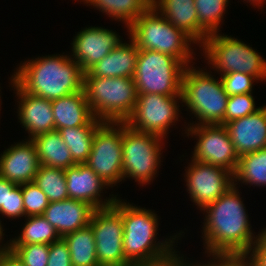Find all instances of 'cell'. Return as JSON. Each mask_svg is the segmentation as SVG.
<instances>
[{"mask_svg": "<svg viewBox=\"0 0 266 266\" xmlns=\"http://www.w3.org/2000/svg\"><path fill=\"white\" fill-rule=\"evenodd\" d=\"M237 183L220 198L206 205L203 222L204 247L208 256L246 257L258 240L251 230L250 221Z\"/></svg>", "mask_w": 266, "mask_h": 266, "instance_id": "obj_1", "label": "cell"}, {"mask_svg": "<svg viewBox=\"0 0 266 266\" xmlns=\"http://www.w3.org/2000/svg\"><path fill=\"white\" fill-rule=\"evenodd\" d=\"M121 200V201H120ZM123 219V251L132 266L148 265L172 256L180 233L157 241L158 216L154 211L127 204L116 198L112 206ZM174 237V238H173ZM157 242V243H156Z\"/></svg>", "mask_w": 266, "mask_h": 266, "instance_id": "obj_2", "label": "cell"}, {"mask_svg": "<svg viewBox=\"0 0 266 266\" xmlns=\"http://www.w3.org/2000/svg\"><path fill=\"white\" fill-rule=\"evenodd\" d=\"M20 65L15 82L32 95L52 101L83 90L84 72L71 56H42Z\"/></svg>", "mask_w": 266, "mask_h": 266, "instance_id": "obj_3", "label": "cell"}, {"mask_svg": "<svg viewBox=\"0 0 266 266\" xmlns=\"http://www.w3.org/2000/svg\"><path fill=\"white\" fill-rule=\"evenodd\" d=\"M127 29L129 39L133 40L139 50L169 54L185 66L195 59L192 56L195 52L190 48L194 42L154 7L140 15Z\"/></svg>", "mask_w": 266, "mask_h": 266, "instance_id": "obj_4", "label": "cell"}, {"mask_svg": "<svg viewBox=\"0 0 266 266\" xmlns=\"http://www.w3.org/2000/svg\"><path fill=\"white\" fill-rule=\"evenodd\" d=\"M213 76L202 68L196 69L192 64L185 67L181 88L182 103L199 120L188 125H224L229 96L221 79Z\"/></svg>", "mask_w": 266, "mask_h": 266, "instance_id": "obj_5", "label": "cell"}, {"mask_svg": "<svg viewBox=\"0 0 266 266\" xmlns=\"http://www.w3.org/2000/svg\"><path fill=\"white\" fill-rule=\"evenodd\" d=\"M83 91L93 115L102 122H125L138 97L134 79L130 77H84Z\"/></svg>", "mask_w": 266, "mask_h": 266, "instance_id": "obj_6", "label": "cell"}, {"mask_svg": "<svg viewBox=\"0 0 266 266\" xmlns=\"http://www.w3.org/2000/svg\"><path fill=\"white\" fill-rule=\"evenodd\" d=\"M200 47L207 64L218 74L240 72L266 81L265 58L243 41L216 33L208 36Z\"/></svg>", "mask_w": 266, "mask_h": 266, "instance_id": "obj_7", "label": "cell"}, {"mask_svg": "<svg viewBox=\"0 0 266 266\" xmlns=\"http://www.w3.org/2000/svg\"><path fill=\"white\" fill-rule=\"evenodd\" d=\"M185 67L169 54L139 50L133 77L138 94L181 96Z\"/></svg>", "mask_w": 266, "mask_h": 266, "instance_id": "obj_8", "label": "cell"}, {"mask_svg": "<svg viewBox=\"0 0 266 266\" xmlns=\"http://www.w3.org/2000/svg\"><path fill=\"white\" fill-rule=\"evenodd\" d=\"M162 137L139 132L122 122L123 180L144 186L153 181L161 163Z\"/></svg>", "mask_w": 266, "mask_h": 266, "instance_id": "obj_9", "label": "cell"}, {"mask_svg": "<svg viewBox=\"0 0 266 266\" xmlns=\"http://www.w3.org/2000/svg\"><path fill=\"white\" fill-rule=\"evenodd\" d=\"M85 164L111 188L123 180L122 122H102L96 128Z\"/></svg>", "mask_w": 266, "mask_h": 266, "instance_id": "obj_10", "label": "cell"}, {"mask_svg": "<svg viewBox=\"0 0 266 266\" xmlns=\"http://www.w3.org/2000/svg\"><path fill=\"white\" fill-rule=\"evenodd\" d=\"M178 100L181 103L182 96L138 94L134 111L125 123L133 130L165 139L169 127L180 121Z\"/></svg>", "mask_w": 266, "mask_h": 266, "instance_id": "obj_11", "label": "cell"}, {"mask_svg": "<svg viewBox=\"0 0 266 266\" xmlns=\"http://www.w3.org/2000/svg\"><path fill=\"white\" fill-rule=\"evenodd\" d=\"M185 128L188 138L191 135L198 140L191 159L224 167L235 173L239 156L224 125H188Z\"/></svg>", "mask_w": 266, "mask_h": 266, "instance_id": "obj_12", "label": "cell"}, {"mask_svg": "<svg viewBox=\"0 0 266 266\" xmlns=\"http://www.w3.org/2000/svg\"><path fill=\"white\" fill-rule=\"evenodd\" d=\"M89 225L100 266H132L123 251V219L113 207L96 209Z\"/></svg>", "mask_w": 266, "mask_h": 266, "instance_id": "obj_13", "label": "cell"}, {"mask_svg": "<svg viewBox=\"0 0 266 266\" xmlns=\"http://www.w3.org/2000/svg\"><path fill=\"white\" fill-rule=\"evenodd\" d=\"M185 168L187 192L200 210L220 198L234 185L233 173L224 167L192 159Z\"/></svg>", "mask_w": 266, "mask_h": 266, "instance_id": "obj_14", "label": "cell"}, {"mask_svg": "<svg viewBox=\"0 0 266 266\" xmlns=\"http://www.w3.org/2000/svg\"><path fill=\"white\" fill-rule=\"evenodd\" d=\"M120 38L110 29L86 27L73 38L71 43L73 52L70 56L85 73L121 43Z\"/></svg>", "mask_w": 266, "mask_h": 266, "instance_id": "obj_15", "label": "cell"}, {"mask_svg": "<svg viewBox=\"0 0 266 266\" xmlns=\"http://www.w3.org/2000/svg\"><path fill=\"white\" fill-rule=\"evenodd\" d=\"M64 172L69 198L87 202L95 209L109 208L114 205L117 196L112 194L103 201L101 191L109 185L85 163L64 169Z\"/></svg>", "mask_w": 266, "mask_h": 266, "instance_id": "obj_16", "label": "cell"}, {"mask_svg": "<svg viewBox=\"0 0 266 266\" xmlns=\"http://www.w3.org/2000/svg\"><path fill=\"white\" fill-rule=\"evenodd\" d=\"M11 87L19 99L18 119L29 134V139L37 135L55 131L52 104L50 100L25 92L16 82L15 75L10 79Z\"/></svg>", "mask_w": 266, "mask_h": 266, "instance_id": "obj_17", "label": "cell"}, {"mask_svg": "<svg viewBox=\"0 0 266 266\" xmlns=\"http://www.w3.org/2000/svg\"><path fill=\"white\" fill-rule=\"evenodd\" d=\"M0 155L1 177L17 185L34 182L40 164L31 139L11 145Z\"/></svg>", "mask_w": 266, "mask_h": 266, "instance_id": "obj_18", "label": "cell"}, {"mask_svg": "<svg viewBox=\"0 0 266 266\" xmlns=\"http://www.w3.org/2000/svg\"><path fill=\"white\" fill-rule=\"evenodd\" d=\"M224 126L239 157L266 148V105Z\"/></svg>", "mask_w": 266, "mask_h": 266, "instance_id": "obj_19", "label": "cell"}, {"mask_svg": "<svg viewBox=\"0 0 266 266\" xmlns=\"http://www.w3.org/2000/svg\"><path fill=\"white\" fill-rule=\"evenodd\" d=\"M95 210L87 202L68 198L50 202L42 216L63 238L66 234L87 227Z\"/></svg>", "mask_w": 266, "mask_h": 266, "instance_id": "obj_20", "label": "cell"}, {"mask_svg": "<svg viewBox=\"0 0 266 266\" xmlns=\"http://www.w3.org/2000/svg\"><path fill=\"white\" fill-rule=\"evenodd\" d=\"M139 49L133 42L119 43L102 60L84 73V77H134Z\"/></svg>", "mask_w": 266, "mask_h": 266, "instance_id": "obj_21", "label": "cell"}, {"mask_svg": "<svg viewBox=\"0 0 266 266\" xmlns=\"http://www.w3.org/2000/svg\"><path fill=\"white\" fill-rule=\"evenodd\" d=\"M51 104L56 131L85 126L95 118L83 90L52 100Z\"/></svg>", "mask_w": 266, "mask_h": 266, "instance_id": "obj_22", "label": "cell"}, {"mask_svg": "<svg viewBox=\"0 0 266 266\" xmlns=\"http://www.w3.org/2000/svg\"><path fill=\"white\" fill-rule=\"evenodd\" d=\"M171 24L198 43V15L195 0H159L153 6Z\"/></svg>", "mask_w": 266, "mask_h": 266, "instance_id": "obj_23", "label": "cell"}, {"mask_svg": "<svg viewBox=\"0 0 266 266\" xmlns=\"http://www.w3.org/2000/svg\"><path fill=\"white\" fill-rule=\"evenodd\" d=\"M31 140L36 148L40 165L61 169L76 165L58 131L40 134Z\"/></svg>", "mask_w": 266, "mask_h": 266, "instance_id": "obj_24", "label": "cell"}, {"mask_svg": "<svg viewBox=\"0 0 266 266\" xmlns=\"http://www.w3.org/2000/svg\"><path fill=\"white\" fill-rule=\"evenodd\" d=\"M101 123L102 121L98 118H94L88 125L72 128L65 127L58 130L76 164L87 162L95 130Z\"/></svg>", "mask_w": 266, "mask_h": 266, "instance_id": "obj_25", "label": "cell"}, {"mask_svg": "<svg viewBox=\"0 0 266 266\" xmlns=\"http://www.w3.org/2000/svg\"><path fill=\"white\" fill-rule=\"evenodd\" d=\"M63 239L68 244L72 266H100L90 225L66 234Z\"/></svg>", "mask_w": 266, "mask_h": 266, "instance_id": "obj_26", "label": "cell"}, {"mask_svg": "<svg viewBox=\"0 0 266 266\" xmlns=\"http://www.w3.org/2000/svg\"><path fill=\"white\" fill-rule=\"evenodd\" d=\"M229 0H195L198 15V44H203L205 39L218 33L220 23L228 7Z\"/></svg>", "mask_w": 266, "mask_h": 266, "instance_id": "obj_27", "label": "cell"}, {"mask_svg": "<svg viewBox=\"0 0 266 266\" xmlns=\"http://www.w3.org/2000/svg\"><path fill=\"white\" fill-rule=\"evenodd\" d=\"M114 20L125 23L128 28L150 6L144 0H81Z\"/></svg>", "mask_w": 266, "mask_h": 266, "instance_id": "obj_28", "label": "cell"}, {"mask_svg": "<svg viewBox=\"0 0 266 266\" xmlns=\"http://www.w3.org/2000/svg\"><path fill=\"white\" fill-rule=\"evenodd\" d=\"M57 230L42 216H27L18 237L12 238L9 245L51 244L60 240Z\"/></svg>", "mask_w": 266, "mask_h": 266, "instance_id": "obj_29", "label": "cell"}, {"mask_svg": "<svg viewBox=\"0 0 266 266\" xmlns=\"http://www.w3.org/2000/svg\"><path fill=\"white\" fill-rule=\"evenodd\" d=\"M233 176L234 183L266 186V148L240 156Z\"/></svg>", "mask_w": 266, "mask_h": 266, "instance_id": "obj_30", "label": "cell"}, {"mask_svg": "<svg viewBox=\"0 0 266 266\" xmlns=\"http://www.w3.org/2000/svg\"><path fill=\"white\" fill-rule=\"evenodd\" d=\"M34 183L46 194L50 202L69 198L64 169L40 165Z\"/></svg>", "mask_w": 266, "mask_h": 266, "instance_id": "obj_31", "label": "cell"}, {"mask_svg": "<svg viewBox=\"0 0 266 266\" xmlns=\"http://www.w3.org/2000/svg\"><path fill=\"white\" fill-rule=\"evenodd\" d=\"M9 249L25 266H47L49 244L9 245Z\"/></svg>", "mask_w": 266, "mask_h": 266, "instance_id": "obj_32", "label": "cell"}, {"mask_svg": "<svg viewBox=\"0 0 266 266\" xmlns=\"http://www.w3.org/2000/svg\"><path fill=\"white\" fill-rule=\"evenodd\" d=\"M21 192L24 200L25 218L43 215L50 203L46 194L34 182L21 184Z\"/></svg>", "mask_w": 266, "mask_h": 266, "instance_id": "obj_33", "label": "cell"}, {"mask_svg": "<svg viewBox=\"0 0 266 266\" xmlns=\"http://www.w3.org/2000/svg\"><path fill=\"white\" fill-rule=\"evenodd\" d=\"M255 106L252 93L229 96L225 110L224 125L260 109V107L256 108Z\"/></svg>", "mask_w": 266, "mask_h": 266, "instance_id": "obj_34", "label": "cell"}, {"mask_svg": "<svg viewBox=\"0 0 266 266\" xmlns=\"http://www.w3.org/2000/svg\"><path fill=\"white\" fill-rule=\"evenodd\" d=\"M220 77L228 96L252 93L253 83L258 80L254 76L240 72L228 73Z\"/></svg>", "mask_w": 266, "mask_h": 266, "instance_id": "obj_35", "label": "cell"}, {"mask_svg": "<svg viewBox=\"0 0 266 266\" xmlns=\"http://www.w3.org/2000/svg\"><path fill=\"white\" fill-rule=\"evenodd\" d=\"M47 266H72L68 244L63 238L50 244Z\"/></svg>", "mask_w": 266, "mask_h": 266, "instance_id": "obj_36", "label": "cell"}, {"mask_svg": "<svg viewBox=\"0 0 266 266\" xmlns=\"http://www.w3.org/2000/svg\"><path fill=\"white\" fill-rule=\"evenodd\" d=\"M25 217L24 200L21 192V185H16L11 191H7L6 217Z\"/></svg>", "mask_w": 266, "mask_h": 266, "instance_id": "obj_37", "label": "cell"}, {"mask_svg": "<svg viewBox=\"0 0 266 266\" xmlns=\"http://www.w3.org/2000/svg\"><path fill=\"white\" fill-rule=\"evenodd\" d=\"M211 262L207 264H200L197 261L195 264L189 263V266H248L246 257L242 256H224V255H214ZM214 261V262H213ZM198 263V264H197Z\"/></svg>", "mask_w": 266, "mask_h": 266, "instance_id": "obj_38", "label": "cell"}, {"mask_svg": "<svg viewBox=\"0 0 266 266\" xmlns=\"http://www.w3.org/2000/svg\"><path fill=\"white\" fill-rule=\"evenodd\" d=\"M17 184L0 176V214L6 216L7 191H11Z\"/></svg>", "mask_w": 266, "mask_h": 266, "instance_id": "obj_39", "label": "cell"}, {"mask_svg": "<svg viewBox=\"0 0 266 266\" xmlns=\"http://www.w3.org/2000/svg\"><path fill=\"white\" fill-rule=\"evenodd\" d=\"M177 253L178 252L176 251L172 256L165 260L141 266H189V261L187 263V260H184L183 256H178Z\"/></svg>", "mask_w": 266, "mask_h": 266, "instance_id": "obj_40", "label": "cell"}, {"mask_svg": "<svg viewBox=\"0 0 266 266\" xmlns=\"http://www.w3.org/2000/svg\"><path fill=\"white\" fill-rule=\"evenodd\" d=\"M0 266H25L18 257L10 250L0 254Z\"/></svg>", "mask_w": 266, "mask_h": 266, "instance_id": "obj_41", "label": "cell"}, {"mask_svg": "<svg viewBox=\"0 0 266 266\" xmlns=\"http://www.w3.org/2000/svg\"><path fill=\"white\" fill-rule=\"evenodd\" d=\"M1 222L2 221L0 220V243L3 242L2 241L3 240L2 238L5 235L3 233L4 229H3V226L1 225L2 224ZM3 245L4 246L0 245V254H2L3 252H5V251H7L9 249V243L8 242L6 244H3Z\"/></svg>", "mask_w": 266, "mask_h": 266, "instance_id": "obj_42", "label": "cell"}, {"mask_svg": "<svg viewBox=\"0 0 266 266\" xmlns=\"http://www.w3.org/2000/svg\"><path fill=\"white\" fill-rule=\"evenodd\" d=\"M258 239L266 246V228L258 234Z\"/></svg>", "mask_w": 266, "mask_h": 266, "instance_id": "obj_43", "label": "cell"}, {"mask_svg": "<svg viewBox=\"0 0 266 266\" xmlns=\"http://www.w3.org/2000/svg\"><path fill=\"white\" fill-rule=\"evenodd\" d=\"M246 1V0H244ZM266 0H247L246 2H251V5L253 6H258L260 8L261 4H262V8H263V2L265 3Z\"/></svg>", "mask_w": 266, "mask_h": 266, "instance_id": "obj_44", "label": "cell"}, {"mask_svg": "<svg viewBox=\"0 0 266 266\" xmlns=\"http://www.w3.org/2000/svg\"><path fill=\"white\" fill-rule=\"evenodd\" d=\"M150 7H153L159 0H144Z\"/></svg>", "mask_w": 266, "mask_h": 266, "instance_id": "obj_45", "label": "cell"}]
</instances>
